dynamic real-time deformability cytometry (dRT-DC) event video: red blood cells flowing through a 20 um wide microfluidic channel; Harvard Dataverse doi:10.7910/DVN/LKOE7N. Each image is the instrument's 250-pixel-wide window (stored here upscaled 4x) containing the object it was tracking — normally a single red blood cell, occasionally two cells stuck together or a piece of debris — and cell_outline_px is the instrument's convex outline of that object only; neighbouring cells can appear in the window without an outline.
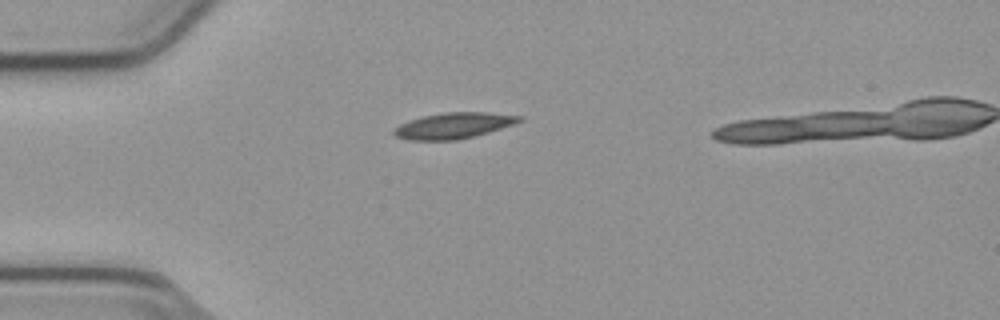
{"species": "common noctule bat (a hibernating species)", "species_latin": "Nyctalus noctula", "temperature_condition": "cold", "stored_images_in_passage": 36, "camera_frame_rate_fps": 3000, "um_per_image_px": 0.085, "animal": {"sex": "male", "body_mass_g": 23.1, "forearm_length_mm": 52.7}, "frame": {"image": 1, "passage_image": 1, "time_ms": 0.0, "image_size_px": [1000, 320], "cell_outline_px": [[524, 120], [488, 132], [456, 140], [408, 140], [396, 136], [392, 132], [400, 124], [424, 116], [444, 112], [488, 112], [524, 116]], "centroid_in_image_um": [38.58, 10.67], "position_along_channel_um": 46.4, "area_um2": 18.67}}
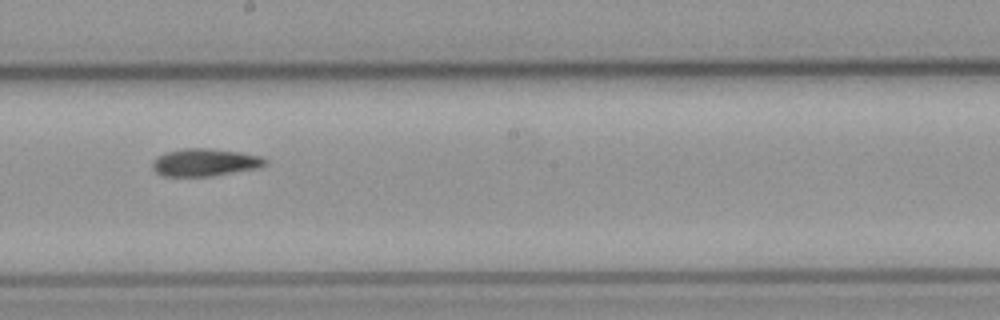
{"frame": {"image": 2, "passage_image": 17, "time_ms": 5.333, "image_size_px": [1000, 320], "cell_outline_px": [[268, 164], [256, 168], [212, 176], [160, 176], [152, 168], [152, 160], [156, 156], [168, 152], [184, 148], [208, 148], [240, 152], [260, 156], [268, 160]], "centroid_in_image_um": [17.39, 13.8], "position_along_channel_um": 230.8, "area_um2": 18.15}}
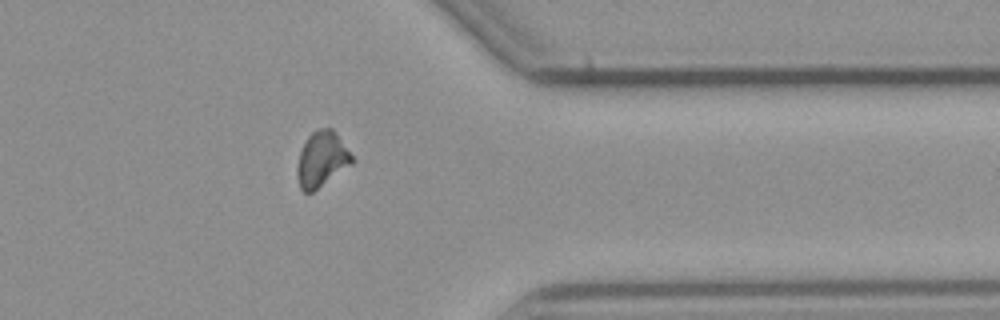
{"frame": {"image": 3, "passage_image": 30, "time_ms": 9.667, "image_size_px": [1000, 320], "cell_outline_px": [[356, 160], [352, 164], [312, 192], [304, 192], [300, 188], [296, 176], [296, 168], [300, 152], [308, 136], [312, 132], [320, 128], [332, 128], [336, 132]], "centroid_in_image_um": [27.35, 13.53], "position_along_channel_um": 384.0, "area_um2": 17.69}}